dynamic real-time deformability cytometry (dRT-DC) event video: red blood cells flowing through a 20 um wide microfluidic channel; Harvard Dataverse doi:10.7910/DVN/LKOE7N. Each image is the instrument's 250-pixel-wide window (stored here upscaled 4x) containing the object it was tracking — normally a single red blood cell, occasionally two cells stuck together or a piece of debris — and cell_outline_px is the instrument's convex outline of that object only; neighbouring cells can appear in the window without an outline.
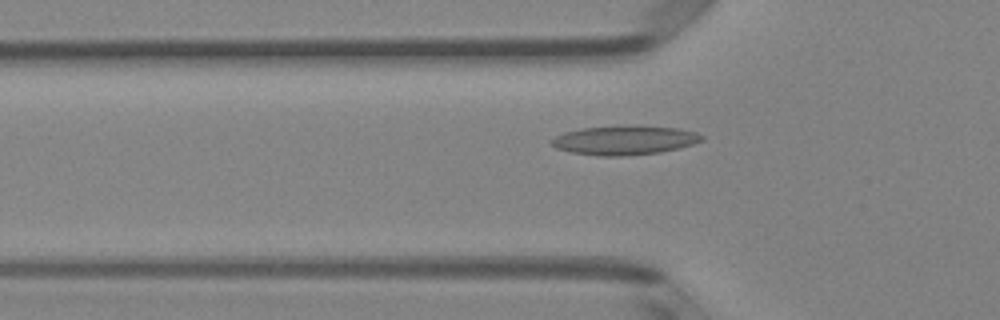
{"species": "Egyptian fruit bat (a non-hibernating species)", "species_latin": "Rousettus aegyptiacus", "temperature_condition": "room temperature", "stored_images_in_passage": 37, "camera_frame_rate_fps": 3000, "um_per_image_px": 0.085, "animal": {"sex": "female"}, "frame": {"image": 1, "passage_image": 7, "time_ms": 2.0, "image_size_px": [1000, 320], "cell_outline_px": [[704, 140], [680, 148], [660, 152], [628, 156], [600, 156], [572, 152], [556, 148], [548, 140], [564, 132], [584, 128], [632, 124], [636, 124], [680, 128], [696, 132], [704, 136]], "centroid_in_image_um": [53.13, 11.9], "position_along_channel_um": 72.7, "area_um2": 26.01}}
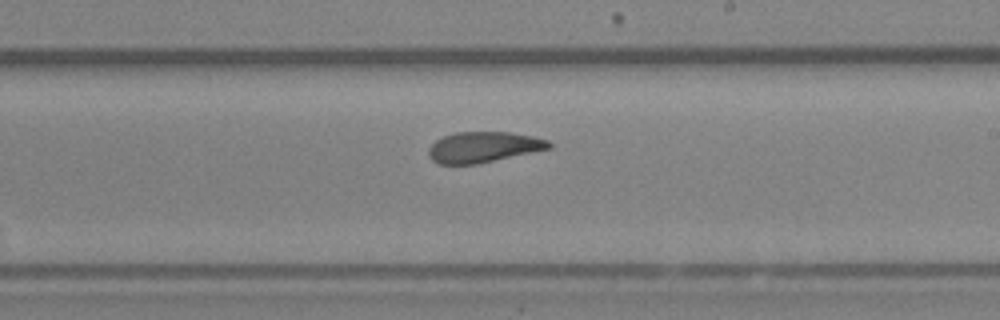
{"frame": {"image": 2, "passage_image": 20, "time_ms": 6.333, "image_size_px": [1000, 320], "cell_outline_px": [[552, 148], [476, 164], [440, 164], [432, 160], [428, 156], [428, 148], [436, 140], [444, 136], [456, 132], [508, 132], [532, 136], [548, 140], [552, 144]], "centroid_in_image_um": [41.08, 12.5], "position_along_channel_um": 247.9, "area_um2": 21.44}}
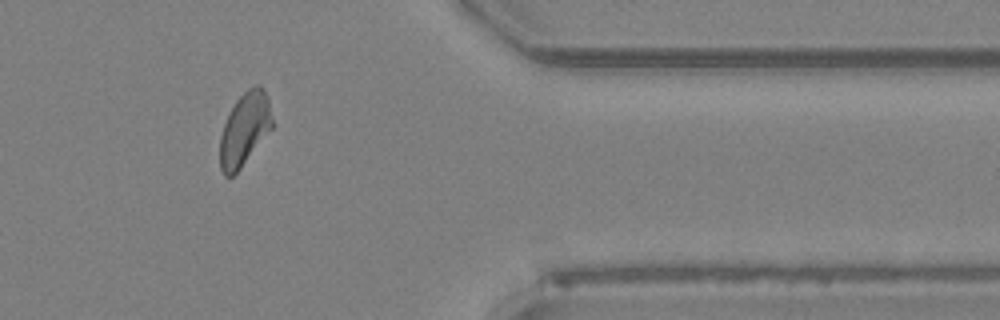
{"frame": {"image": 3, "passage_image": 32, "time_ms": 10.333, "image_size_px": [1000, 320], "cell_outline_px": [[272, 128], [240, 168], [232, 176], [224, 176], [220, 168], [220, 136], [228, 112], [236, 100], [248, 88], [256, 84], [260, 84], [264, 88], [268, 96], [272, 116]], "centroid_in_image_um": [20.79, 10.94], "position_along_channel_um": 390.6, "area_um2": 22.25}, "authors_computed_cell_mechanics": {"area_um2": 22.4842, "velocity_mm_per_s": 4.0532, "shape_relaxation_time_tau1_ms": 8.9173, "shape_relaxation_time_tau2_ms": 2.4864, "deformation_change_tau1": 0.1891, "deformation_change_tau2": 0.1012}}